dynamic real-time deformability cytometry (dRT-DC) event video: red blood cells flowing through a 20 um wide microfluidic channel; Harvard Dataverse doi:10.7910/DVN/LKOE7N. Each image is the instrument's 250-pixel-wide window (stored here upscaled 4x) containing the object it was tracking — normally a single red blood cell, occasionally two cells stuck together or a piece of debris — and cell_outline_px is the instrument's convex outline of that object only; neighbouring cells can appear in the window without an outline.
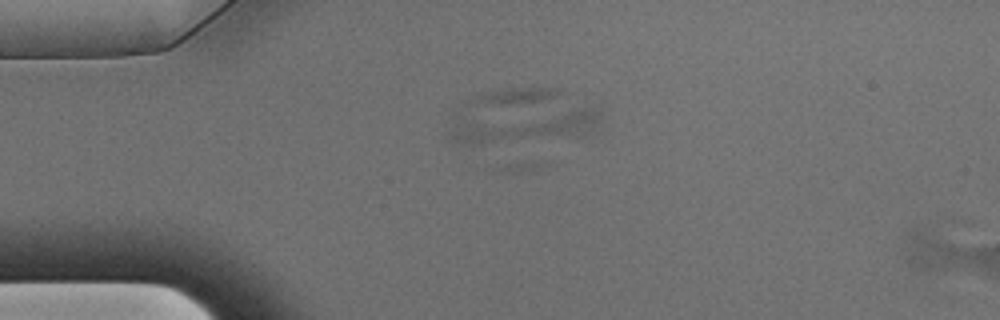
{"species": "Egyptian fruit bat (a non-hibernating species)", "species_latin": "Rousettus aegyptiacus", "temperature_condition": "warm", "stored_images_in_passage": 17, "segment_of_instrument_passage": [1, 2], "camera_frame_rate_fps": 3000, "um_per_image_px": 0.085, "animal": {"sex": "male"}, "frame": {"image": 1, "passage_image": 13, "time_ms": 4.0, "image_size_px": [1000, 320], "cell_outline_px": [[600, 128], [584, 136], [480, 144], [456, 144], [448, 140], [448, 136], [460, 124], [600, 104]], "centroid_in_image_um": [45.08, 10.78], "position_along_channel_um": 39.9, "area_um2": 27.05}}